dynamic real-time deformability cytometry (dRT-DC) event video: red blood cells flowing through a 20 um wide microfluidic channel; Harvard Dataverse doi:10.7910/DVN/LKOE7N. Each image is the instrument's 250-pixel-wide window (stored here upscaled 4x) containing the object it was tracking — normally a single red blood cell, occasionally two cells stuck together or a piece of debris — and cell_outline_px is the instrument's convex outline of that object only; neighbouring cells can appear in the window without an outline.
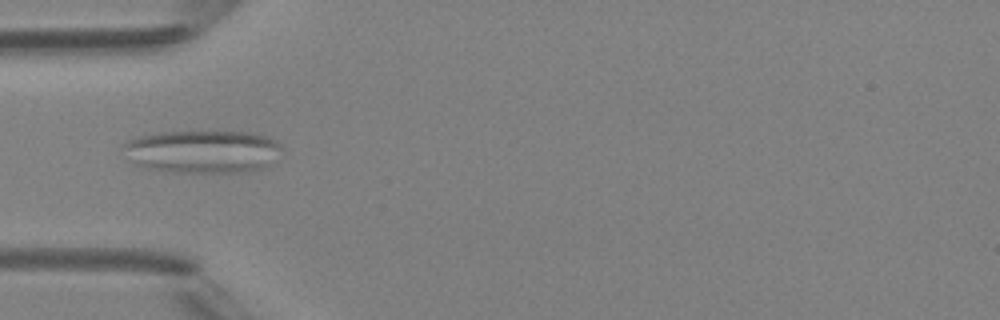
{"species": "Egyptian fruit bat (a non-hibernating species)", "species_latin": "Rousettus aegyptiacus", "temperature_condition": "room temperature", "stored_images_in_passage": 6, "camera_frame_rate_fps": 3000, "um_per_image_px": 0.085, "animal": {"sex": "female"}, "frame": {"image": 1, "passage_image": 5, "time_ms": 4.667, "image_size_px": [1000, 320], "cell_outline_px": [[280, 148], [272, 164], [260, 168], [244, 172], [176, 172], [148, 168], [136, 164], [120, 148], [120, 144], [136, 136], [160, 132], [244, 132], [264, 136], [276, 140], [280, 144]], "centroid_in_image_um": [17.17, 12.87], "position_along_channel_um": 67.8, "area_um2": 39.42}}